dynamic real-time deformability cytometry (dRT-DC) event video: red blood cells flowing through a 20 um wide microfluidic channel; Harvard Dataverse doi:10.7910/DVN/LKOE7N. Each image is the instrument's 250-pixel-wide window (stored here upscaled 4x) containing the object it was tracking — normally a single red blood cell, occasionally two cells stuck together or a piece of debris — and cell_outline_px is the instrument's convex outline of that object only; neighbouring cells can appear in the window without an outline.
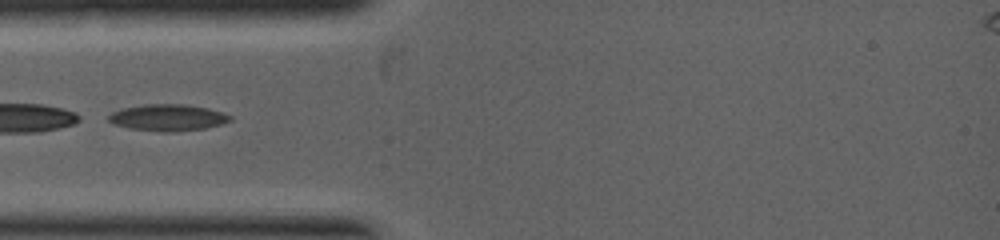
{"species": "common noctule bat (a hibernating species)", "species_latin": "Nyctalus noctula", "temperature_condition": "warm", "stored_images_in_passage": 4, "camera_frame_rate_fps": 5000, "um_per_image_px": 0.085, "animal": {"sex": "female", "body_mass_g": 19.0, "forearm_length_mm": 53.3}, "frame": {"image": 1, "passage_image": 1, "time_ms": 0.0, "image_size_px": [1000, 240], "cell_outline_px": [[232, 120], [220, 124], [204, 128], [176, 132], [160, 132], [128, 128], [116, 124], [108, 120], [108, 116], [112, 112], [120, 108], [144, 104], [188, 104], [208, 108], [232, 116]], "centroid_in_image_um": [14.25, 9.99], "position_along_channel_um": 70.8, "area_um2": 18.9}}